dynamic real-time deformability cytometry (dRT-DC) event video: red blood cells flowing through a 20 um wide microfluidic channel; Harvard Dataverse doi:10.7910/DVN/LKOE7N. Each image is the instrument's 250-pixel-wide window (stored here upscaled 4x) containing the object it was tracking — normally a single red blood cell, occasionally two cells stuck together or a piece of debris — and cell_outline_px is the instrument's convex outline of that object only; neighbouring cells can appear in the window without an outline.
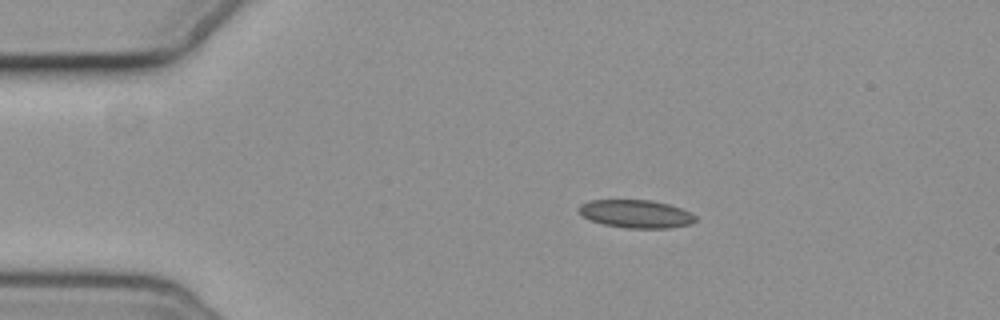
{"species": "common noctule bat (a hibernating species)", "species_latin": "Nyctalus noctula", "temperature_condition": "cold", "stored_images_in_passage": 4, "camera_frame_rate_fps": 3000, "um_per_image_px": 0.085, "animal": {"sex": "female", "body_mass_g": 19.3, "forearm_length_mm": 54.1}, "frame": {"image": 1, "passage_image": 3, "time_ms": 2.333, "image_size_px": [1000, 320], "cell_outline_px": [[696, 220], [692, 224], [668, 228], [628, 228], [604, 224], [592, 220], [584, 216], [576, 208], [580, 204], [592, 200], [648, 200], [668, 204], [680, 208], [696, 216]], "centroid_in_image_um": [54.06, 18.18], "position_along_channel_um": 30.9, "area_um2": 18.84}}